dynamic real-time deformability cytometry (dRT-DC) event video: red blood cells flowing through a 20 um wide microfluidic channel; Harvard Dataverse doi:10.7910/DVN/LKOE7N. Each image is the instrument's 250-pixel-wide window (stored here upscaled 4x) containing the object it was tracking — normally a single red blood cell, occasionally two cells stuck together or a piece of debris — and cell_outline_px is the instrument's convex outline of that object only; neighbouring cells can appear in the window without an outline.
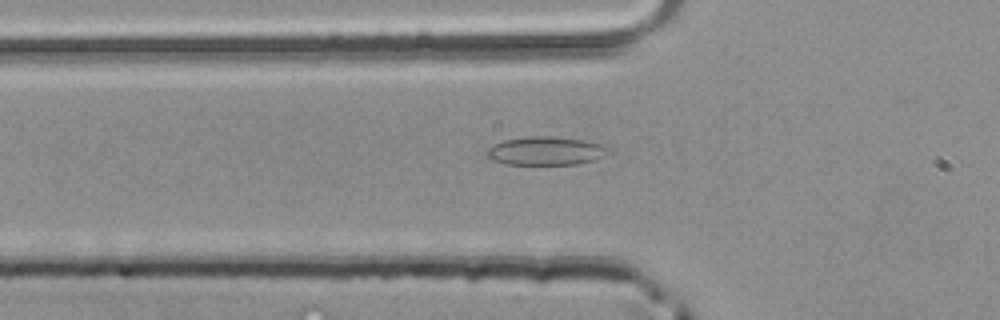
{"species": "common noctule bat (a hibernating species)", "species_latin": "Nyctalus noctula", "temperature_condition": "room temperature", "stored_images_in_passage": 30, "camera_frame_rate_fps": 3000, "um_per_image_px": 0.085, "animal": {"sex": "male", "body_mass_g": 20.4}, "frame": {"image": 1, "passage_image": 2, "time_ms": 0.333, "image_size_px": [1000, 320], "cell_outline_px": [[608, 152], [592, 160], [576, 164], [504, 164], [492, 160], [484, 152], [492, 144], [504, 140], [532, 136], [552, 136], [584, 140], [600, 144], [608, 148]], "centroid_in_image_um": [46.31, 12.82], "position_along_channel_um": 79.5, "area_um2": 19.94}}
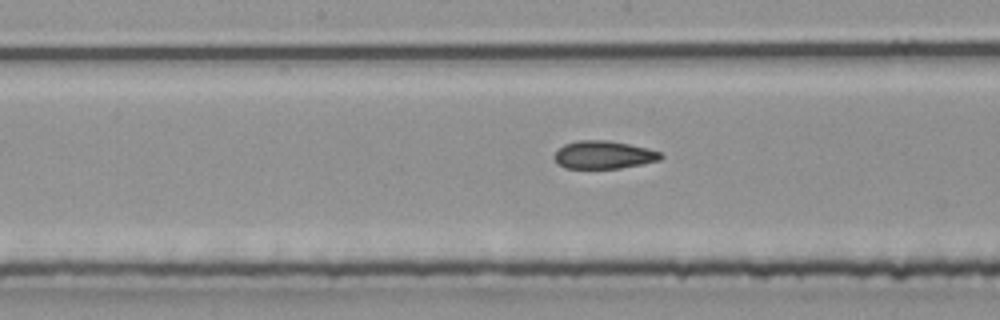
{"frame": {"image": 2, "passage_image": 10, "time_ms": 3.0, "image_size_px": [1000, 320], "cell_outline_px": [[664, 156], [660, 160], [620, 168], [564, 168], [556, 164], [552, 156], [556, 148], [564, 144], [576, 140], [608, 140], [648, 148], [660, 152]], "centroid_in_image_um": [51.23, 13.15], "position_along_channel_um": 197.0, "area_um2": 17.57}}
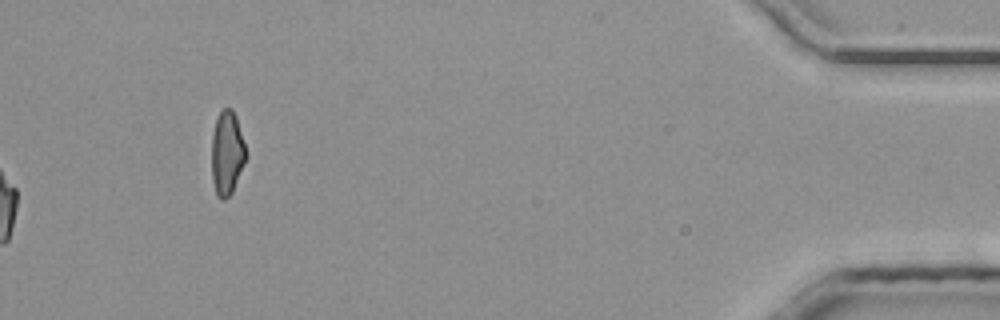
{"frame": {"image": 3, "passage_image": 30, "time_ms": 9.667, "image_size_px": [1000, 320], "cell_outline_px": [[248, 156], [232, 192], [224, 200], [220, 200], [216, 196], [212, 180], [212, 136], [216, 120], [220, 112], [224, 108], [232, 108], [236, 116]], "centroid_in_image_um": [19.3, 13.04], "position_along_channel_um": 415.9, "area_um2": 16.88}}